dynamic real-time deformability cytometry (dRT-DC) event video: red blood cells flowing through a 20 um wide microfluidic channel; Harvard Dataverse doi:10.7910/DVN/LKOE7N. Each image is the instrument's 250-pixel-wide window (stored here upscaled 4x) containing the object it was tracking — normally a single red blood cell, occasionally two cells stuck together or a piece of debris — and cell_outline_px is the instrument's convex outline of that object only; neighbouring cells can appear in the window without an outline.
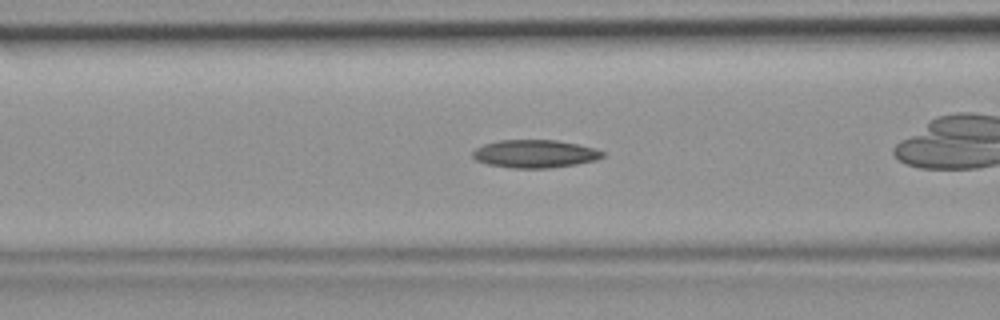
{"species": "common noctule bat (a hibernating species)", "species_latin": "Nyctalus noctula", "temperature_condition": "room temperature", "stored_images_in_passage": 27, "camera_frame_rate_fps": 3000, "um_per_image_px": 0.085, "animal": {"sex": "female", "body_mass_g": 19.9}, "frame": {"image": 1, "passage_image": 5, "time_ms": 1.333, "image_size_px": [1000, 320], "cell_outline_px": [[604, 156], [596, 160], [576, 164], [548, 168], [516, 168], [488, 164], [476, 160], [472, 156], [472, 152], [476, 148], [484, 144], [500, 140], [556, 140], [596, 148], [604, 152]], "centroid_in_image_um": [45.47, 13.07], "position_along_channel_um": 121.1, "area_um2": 21.04}}